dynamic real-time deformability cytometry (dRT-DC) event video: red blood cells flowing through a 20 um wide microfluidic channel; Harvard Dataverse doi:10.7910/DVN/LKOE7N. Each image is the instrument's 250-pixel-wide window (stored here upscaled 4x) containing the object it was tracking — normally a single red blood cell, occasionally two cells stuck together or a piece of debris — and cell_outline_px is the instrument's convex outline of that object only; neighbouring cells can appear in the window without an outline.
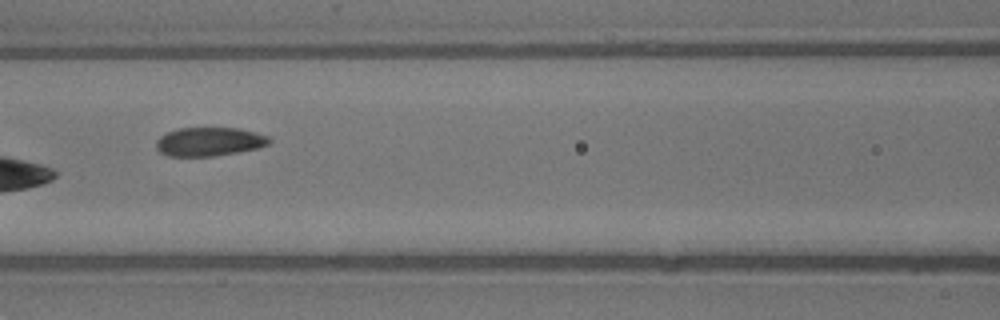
{"species": "common noctule bat (a hibernating species)", "species_latin": "Nyctalus noctula", "temperature_condition": "warm", "stored_images_in_passage": 7, "camera_frame_rate_fps": 3000, "um_per_image_px": 0.085, "animal": {"sex": "male", "body_mass_g": 13.3}, "frame": {"image": 1, "passage_image": 7, "time_ms": 2.0, "image_size_px": [1000, 320], "cell_outline_px": [[272, 140], [268, 144], [256, 148], [236, 152], [212, 156], [168, 156], [160, 152], [156, 148], [156, 140], [160, 136], [176, 128], [240, 128], [268, 136]], "centroid_in_image_um": [17.76, 12.03], "position_along_channel_um": 148.8, "area_um2": 18.84}}